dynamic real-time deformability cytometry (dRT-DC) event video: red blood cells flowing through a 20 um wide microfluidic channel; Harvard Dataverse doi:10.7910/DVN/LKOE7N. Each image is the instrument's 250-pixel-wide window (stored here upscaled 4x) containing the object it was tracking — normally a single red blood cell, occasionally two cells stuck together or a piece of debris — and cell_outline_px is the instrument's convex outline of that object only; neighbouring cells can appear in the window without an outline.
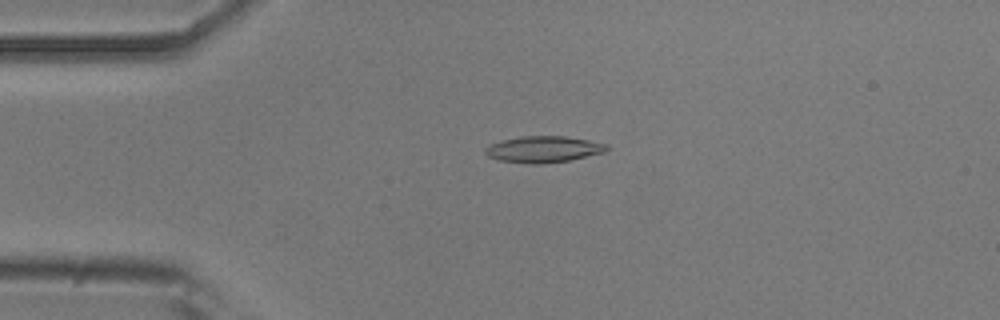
{"species": "common noctule bat (a hibernating species)", "species_latin": "Nyctalus noctula", "temperature_condition": "room temperature", "stored_images_in_passage": 36, "camera_frame_rate_fps": 3000, "um_per_image_px": 0.085, "animal": {"sex": "male", "body_mass_g": 20.5, "forearm_length_mm": 52.5}, "frame": {"image": 1, "passage_image": 8, "time_ms": 2.333, "image_size_px": [1000, 320], "cell_outline_px": [[608, 148], [604, 152], [568, 160], [540, 164], [532, 164], [500, 160], [488, 156], [484, 152], [484, 148], [492, 144], [504, 140], [524, 136], [564, 136], [588, 140], [608, 144]], "centroid_in_image_um": [46.19, 12.69], "position_along_channel_um": 38.8, "area_um2": 18.32}}
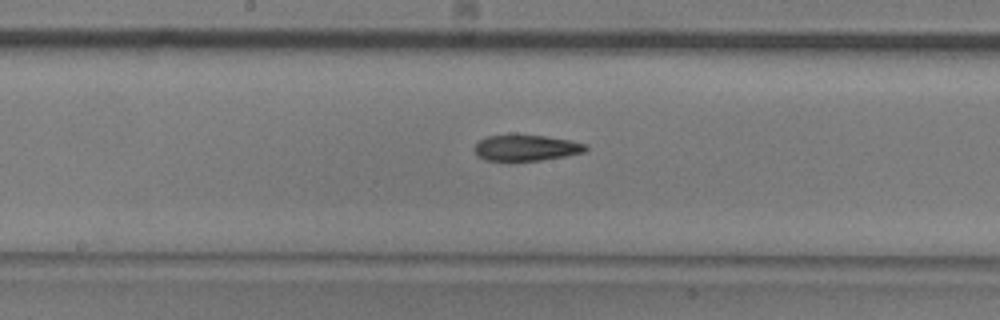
{"frame": {"image": 2, "passage_image": 23, "time_ms": 7.333, "image_size_px": [1000, 320], "cell_outline_px": [[588, 148], [584, 152], [564, 156], [540, 160], [484, 160], [476, 156], [476, 144], [480, 140], [488, 136], [512, 132], [544, 136], [568, 140], [588, 144]], "centroid_in_image_um": [44.7, 12.52], "position_along_channel_um": 203.5, "area_um2": 17.11}}
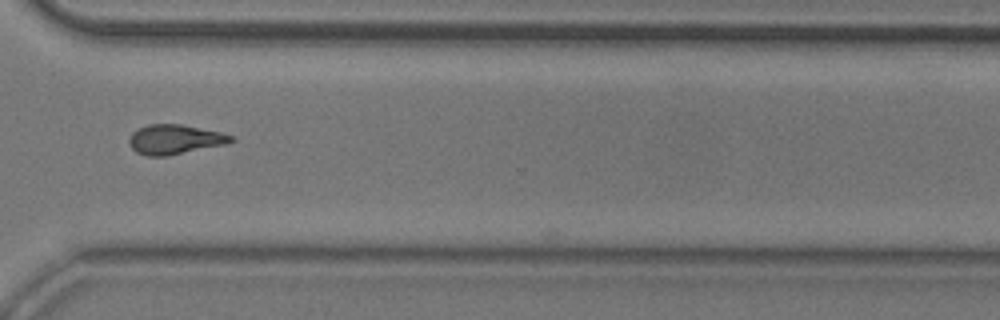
{"frame": {"image": 3, "passage_image": 35, "time_ms": 11.333, "image_size_px": [1000, 320], "cell_outline_px": [[236, 140], [228, 144], [168, 156], [148, 156], [136, 152], [132, 148], [128, 140], [132, 132], [148, 124], [180, 124], [220, 132], [232, 136]], "centroid_in_image_um": [14.87, 11.86], "position_along_channel_um": 355.7, "area_um2": 17.63}}